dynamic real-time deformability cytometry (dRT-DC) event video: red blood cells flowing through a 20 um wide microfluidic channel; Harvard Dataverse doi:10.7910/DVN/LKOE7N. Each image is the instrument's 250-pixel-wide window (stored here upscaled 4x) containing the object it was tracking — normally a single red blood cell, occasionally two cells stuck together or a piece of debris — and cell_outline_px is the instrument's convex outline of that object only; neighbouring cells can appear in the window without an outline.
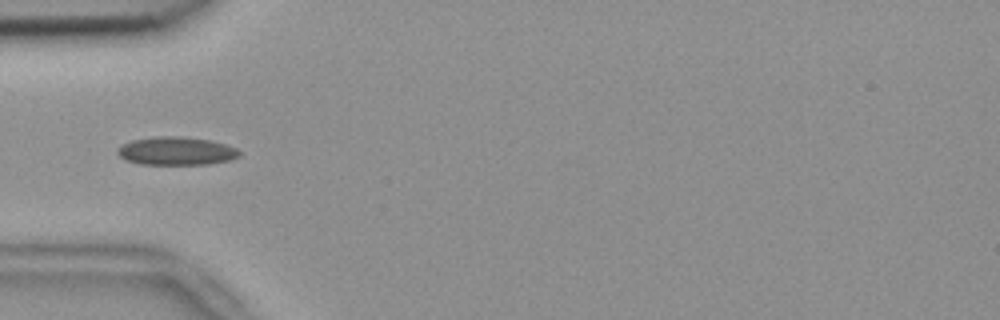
{"species": "common noctule bat (a hibernating species)", "species_latin": "Nyctalus noctula", "temperature_condition": "room temperature", "stored_images_in_passage": 37, "camera_frame_rate_fps": 3000, "um_per_image_px": 0.085, "animal": {"sex": "female", "body_mass_g": 18.4}, "frame": {"image": 1, "passage_image": 1, "time_ms": 0.0, "image_size_px": [1000, 320], "cell_outline_px": [[240, 156], [228, 160], [208, 164], [140, 164], [128, 160], [120, 156], [116, 152], [116, 148], [120, 144], [132, 140], [156, 136], [176, 136], [208, 140], [224, 144], [236, 148], [240, 152]], "centroid_in_image_um": [14.94, 12.83], "position_along_channel_um": 70.1, "area_um2": 19.88}}
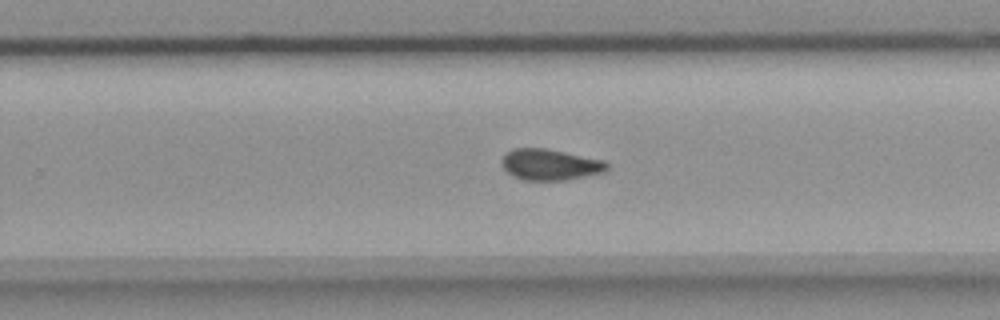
{"frame": {"image": 2, "passage_image": 18, "time_ms": 5.667, "image_size_px": [1000, 320], "cell_outline_px": [[608, 168], [604, 172], [568, 180], [524, 180], [508, 172], [504, 168], [504, 156], [512, 148], [544, 148], [604, 160], [608, 164]], "centroid_in_image_um": [46.81, 13.99], "position_along_channel_um": 283.0, "area_um2": 18.73}}
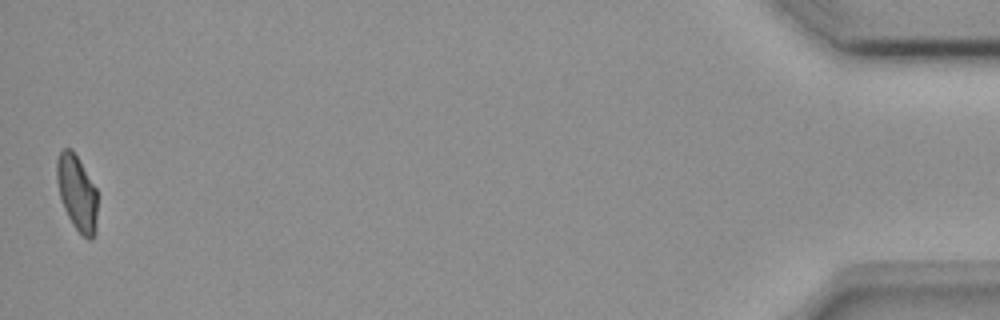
{"frame": {"image": 3, "passage_image": 37, "time_ms": 12.0, "image_size_px": [1000, 320], "cell_outline_px": [[96, 232], [92, 240], [88, 240], [72, 224], [64, 208], [60, 196], [56, 180], [56, 160], [60, 152], [64, 148], [72, 148], [96, 188]], "centroid_in_image_um": [6.53, 16.38], "position_along_channel_um": 428.7, "area_um2": 17.8}, "authors_computed_cell_mechanics": {"area_um2": 18.9006, "velocity_mm_per_s": 3.7723, "shape_relaxation_time_tau1_ms": null, "shape_relaxation_time_tau2_ms": 2.9721, "deformation_change_tau1": null, "deformation_change_tau2": 0.0746}}